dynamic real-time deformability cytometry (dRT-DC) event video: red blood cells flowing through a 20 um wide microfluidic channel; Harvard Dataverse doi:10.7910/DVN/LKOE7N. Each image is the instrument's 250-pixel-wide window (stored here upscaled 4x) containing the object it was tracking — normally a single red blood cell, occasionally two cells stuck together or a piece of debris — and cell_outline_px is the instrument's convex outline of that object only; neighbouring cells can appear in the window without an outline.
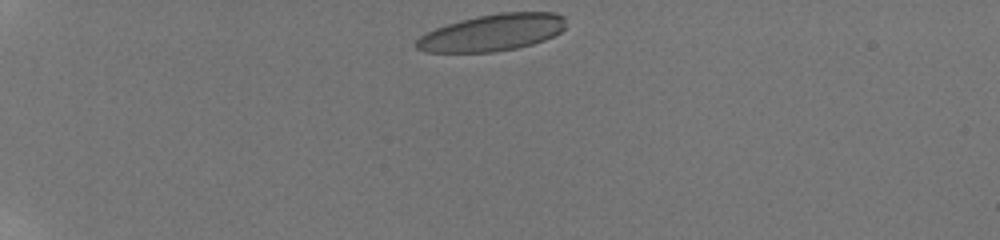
{"species": "human", "species_latin": "Homo sapiens", "temperature_condition": "room temperature", "stored_images_in_passage": 42, "camera_frame_rate_fps": 3000, "um_per_image_px": 0.085, "donor": {"sex": "male"}, "frame": {"image": 1, "passage_image": 1, "time_ms": 0.0, "image_size_px": [1000, 240], "cell_outline_px": [[564, 28], [560, 32], [544, 40], [532, 44], [516, 48], [492, 52], [428, 52], [416, 48], [416, 40], [420, 36], [436, 28], [460, 20], [500, 12], [552, 12], [564, 16]], "centroid_in_image_um": [41.85, 2.77], "position_along_channel_um": 43.2, "area_um2": 31.73}}
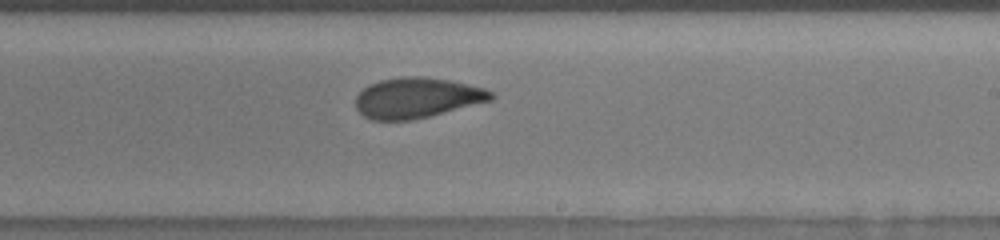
{"frame": {"image": 2, "passage_image": 23, "time_ms": 7.333, "image_size_px": [1000, 240], "cell_outline_px": [[496, 96], [492, 100], [412, 120], [372, 120], [364, 116], [356, 108], [356, 96], [368, 84], [380, 80], [400, 76], [424, 76], [448, 80], [484, 88], [492, 92]], "centroid_in_image_um": [35.42, 8.3], "position_along_channel_um": 253.6, "area_um2": 31.73}}
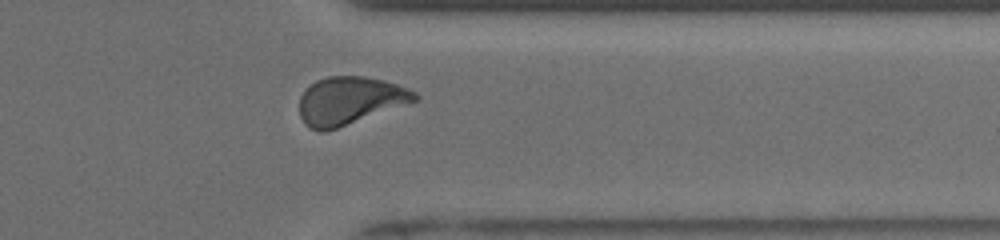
{"frame": {"image": 3, "passage_image": 33, "time_ms": 10.667, "image_size_px": [1000, 240], "cell_outline_px": [[420, 100], [336, 128], [320, 132], [308, 128], [304, 124], [300, 116], [300, 96], [316, 80], [328, 76], [364, 76], [384, 80], [408, 88], [416, 92], [420, 96]], "centroid_in_image_um": [29.75, 8.55], "position_along_channel_um": 381.6, "area_um2": 32.14}, "authors_computed_cell_mechanics": {"area_um2": 32.079, "velocity_mm_per_s": 3.8374, "shape_relaxation_time_tau1_ms": 4.2918, "shape_relaxation_time_tau2_ms": 1.478, "deformation_change_tau1": 0.1499, "deformation_change_tau2": 0.0801}}